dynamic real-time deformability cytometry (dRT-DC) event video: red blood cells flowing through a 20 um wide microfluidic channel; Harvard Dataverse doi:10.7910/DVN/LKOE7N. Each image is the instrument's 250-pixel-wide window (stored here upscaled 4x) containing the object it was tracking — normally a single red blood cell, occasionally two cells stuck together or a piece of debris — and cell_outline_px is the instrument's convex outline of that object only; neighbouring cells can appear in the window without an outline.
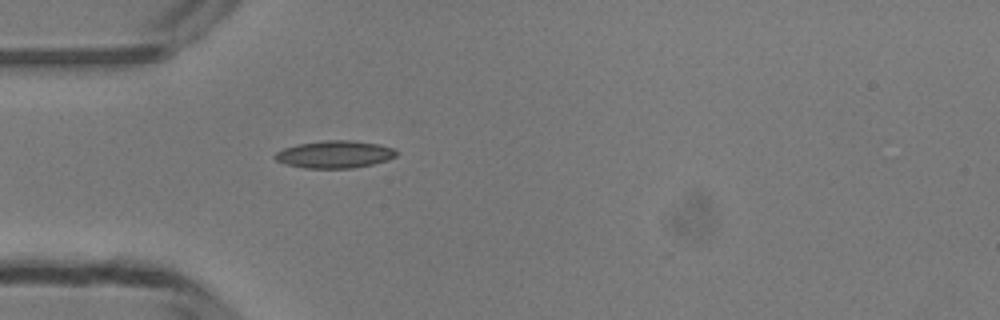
{"species": "common noctule bat (a hibernating species)", "species_latin": "Nyctalus noctula", "temperature_condition": "room temperature", "stored_images_in_passage": 35, "camera_frame_rate_fps": 3000, "um_per_image_px": 0.085, "animal": {"sex": "male", "body_mass_g": 13.3}, "frame": {"image": 1, "passage_image": 1, "time_ms": 0.0, "image_size_px": [1000, 320], "cell_outline_px": [[400, 152], [396, 156], [388, 160], [372, 164], [352, 168], [304, 168], [284, 164], [276, 160], [272, 156], [276, 152], [284, 148], [296, 144], [324, 140], [352, 140], [380, 144], [392, 148]], "centroid_in_image_um": [28.44, 13.11], "position_along_channel_um": 56.6, "area_um2": 19.59}}
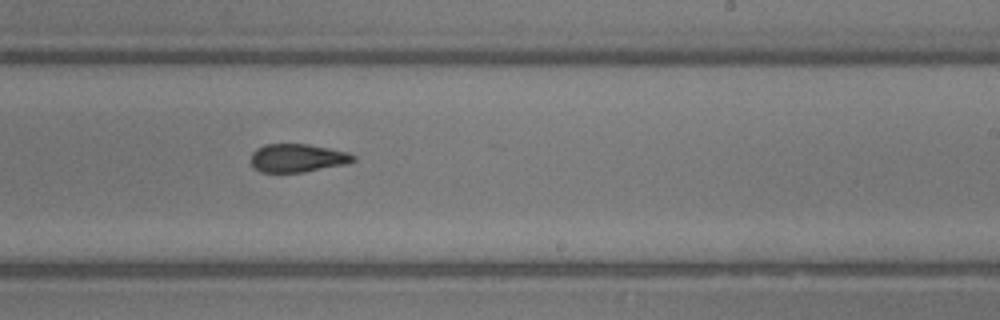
{"frame": {"image": 2, "passage_image": 16, "time_ms": 5.0, "image_size_px": [1000, 320], "cell_outline_px": [[356, 160], [348, 164], [304, 172], [260, 172], [252, 164], [252, 152], [256, 148], [264, 144], [308, 144], [348, 152], [356, 156]], "centroid_in_image_um": [25.32, 13.43], "position_along_channel_um": 263.7, "area_um2": 16.94}}
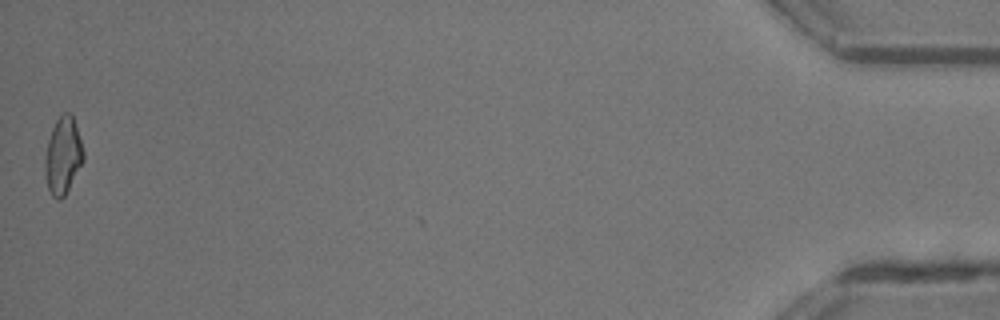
{"frame": {"image": 3, "passage_image": 35, "time_ms": 11.333, "image_size_px": [1000, 320], "cell_outline_px": [[84, 160], [64, 196], [60, 200], [56, 200], [52, 196], [48, 188], [44, 172], [44, 160], [48, 140], [52, 128], [56, 120], [64, 112], [72, 112], [84, 152]], "centroid_in_image_um": [5.34, 13.23], "position_along_channel_um": 429.9, "area_um2": 17.28}, "authors_computed_cell_mechanics": {"area_um2": 17.2244, "velocity_mm_per_s": 4.2212, "shape_relaxation_time_tau1_ms": 7.604, "shape_relaxation_time_tau2_ms": 2.6882, "deformation_change_tau1": 0.2008, "deformation_change_tau2": 0.1073}}